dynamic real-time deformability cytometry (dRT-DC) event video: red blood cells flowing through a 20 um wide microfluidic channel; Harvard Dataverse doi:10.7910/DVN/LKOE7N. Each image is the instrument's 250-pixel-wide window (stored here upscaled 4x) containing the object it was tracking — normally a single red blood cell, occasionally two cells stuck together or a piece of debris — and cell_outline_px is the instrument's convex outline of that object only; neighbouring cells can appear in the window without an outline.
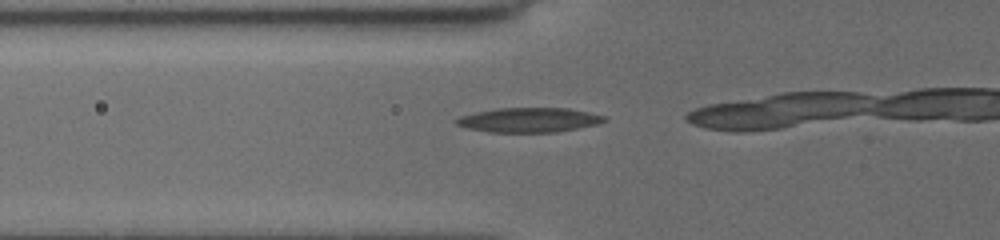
{"species": "common noctule bat (a hibernating species)", "species_latin": "Nyctalus noctula", "temperature_condition": "cold", "stored_images_in_passage": 5, "camera_frame_rate_fps": 3000, "um_per_image_px": 0.085, "animal": {"sex": "female", "body_mass_g": 19.5, "forearm_length_mm": 54.1}, "frame": {"image": 1, "passage_image": 2, "time_ms": 0.333, "image_size_px": [1000, 240], "cell_outline_px": [[608, 120], [600, 124], [556, 132], [488, 132], [468, 128], [456, 124], [452, 120], [460, 116], [476, 112], [496, 108], [568, 108], [588, 112], [604, 116]], "centroid_in_image_um": [44.96, 10.2], "position_along_channel_um": 80.8, "area_um2": 21.27}}